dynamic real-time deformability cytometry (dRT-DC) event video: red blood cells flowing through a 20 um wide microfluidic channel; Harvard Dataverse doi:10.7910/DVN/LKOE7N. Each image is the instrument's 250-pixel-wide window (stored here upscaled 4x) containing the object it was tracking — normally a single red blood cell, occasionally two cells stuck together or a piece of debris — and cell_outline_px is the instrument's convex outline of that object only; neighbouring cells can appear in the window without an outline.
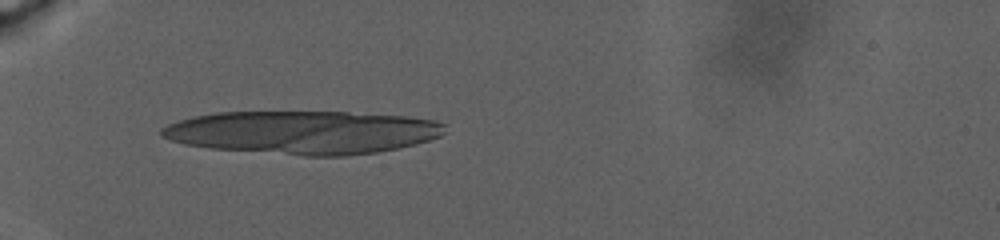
{"species": "human", "species_latin": "Homo sapiens", "temperature_condition": "warm", "stored_images_in_passage": 15, "camera_frame_rate_fps": 3000, "um_per_image_px": 0.085, "donor": {"sex": "male"}, "frame": {"image": 1, "passage_image": 1, "time_ms": 0.0, "image_size_px": [1000, 240], "cell_outline_px": [[444, 132], [440, 136], [428, 140], [396, 148], [376, 152], [348, 156], [304, 156], [212, 148], [184, 144], [160, 136], [160, 128], [168, 124], [180, 120], [196, 116], [216, 112], [348, 112], [408, 116], [436, 120], [444, 124]], "centroid_in_image_um": [25.74, 11.24], "position_along_channel_um": 59.3, "area_um2": 71.27}}